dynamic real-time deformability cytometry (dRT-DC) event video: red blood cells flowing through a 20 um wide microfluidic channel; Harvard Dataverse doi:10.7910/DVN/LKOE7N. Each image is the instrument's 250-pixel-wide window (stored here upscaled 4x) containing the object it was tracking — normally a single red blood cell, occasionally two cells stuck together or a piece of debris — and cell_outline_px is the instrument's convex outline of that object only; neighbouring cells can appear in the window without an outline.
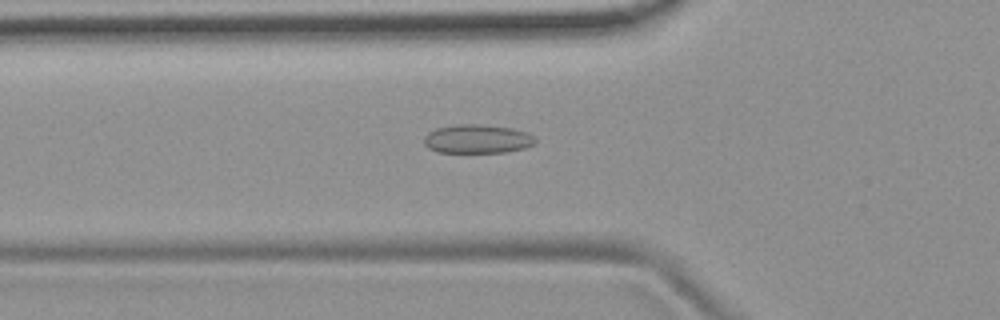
{"species": "common noctule bat (a hibernating species)", "species_latin": "Nyctalus noctula", "temperature_condition": "room temperature", "stored_images_in_passage": 54, "camera_frame_rate_fps": 3000, "um_per_image_px": 0.085, "animal": {"sex": "female", "body_mass_g": 19.9}, "frame": {"image": 1, "passage_image": 19, "time_ms": 6.0, "image_size_px": [1000, 320], "cell_outline_px": [[536, 144], [524, 148], [504, 152], [436, 152], [428, 148], [424, 144], [424, 136], [428, 132], [436, 128], [456, 124], [476, 124], [512, 128], [528, 132], [536, 140]], "centroid_in_image_um": [40.56, 11.81], "position_along_channel_um": 85.2, "area_um2": 18.73}}
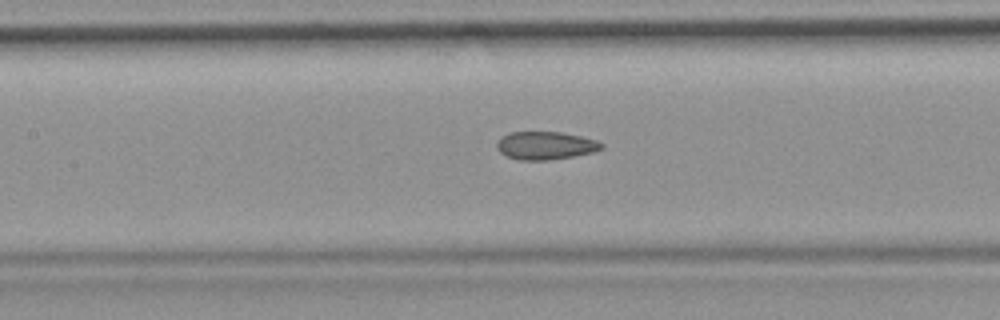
{"frame": {"image": 2, "passage_image": 25, "time_ms": 8.0, "image_size_px": [1000, 320], "cell_outline_px": [[604, 148], [592, 152], [572, 156], [548, 160], [520, 160], [508, 156], [500, 152], [496, 148], [496, 144], [504, 136], [512, 132], [560, 132], [580, 136], [596, 140], [604, 144]], "centroid_in_image_um": [46.39, 12.37], "position_along_channel_um": 161.0, "area_um2": 16.82}}
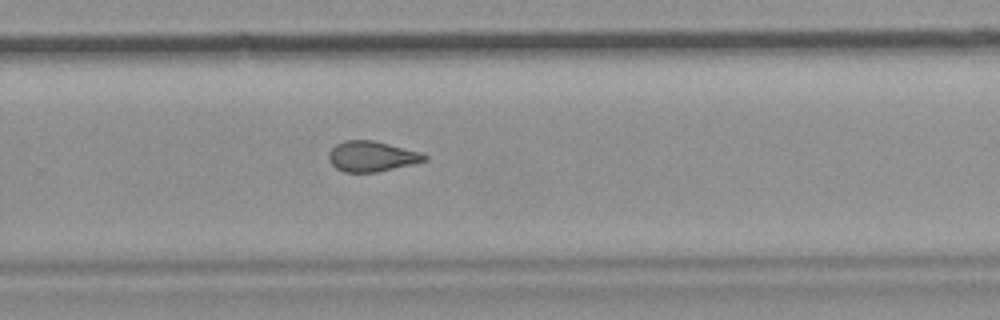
{"frame": {"image": 3, "passage_image": 36, "time_ms": 11.667, "image_size_px": [1000, 320], "cell_outline_px": [[428, 160], [376, 172], [344, 172], [336, 168], [328, 160], [328, 152], [336, 144], [344, 140], [372, 140], [420, 152], [428, 156]], "centroid_in_image_um": [31.56, 13.29], "position_along_channel_um": 298.2, "area_um2": 16.82}, "authors_computed_cell_mechanics": {"area_um2": 18.0047, "velocity_mm_per_s": 3.7614, "shape_relaxation_time_tau1_ms": null, "shape_relaxation_time_tau2_ms": 1.8331, "deformation_change_tau1": null, "deformation_change_tau2": 0.0973}}